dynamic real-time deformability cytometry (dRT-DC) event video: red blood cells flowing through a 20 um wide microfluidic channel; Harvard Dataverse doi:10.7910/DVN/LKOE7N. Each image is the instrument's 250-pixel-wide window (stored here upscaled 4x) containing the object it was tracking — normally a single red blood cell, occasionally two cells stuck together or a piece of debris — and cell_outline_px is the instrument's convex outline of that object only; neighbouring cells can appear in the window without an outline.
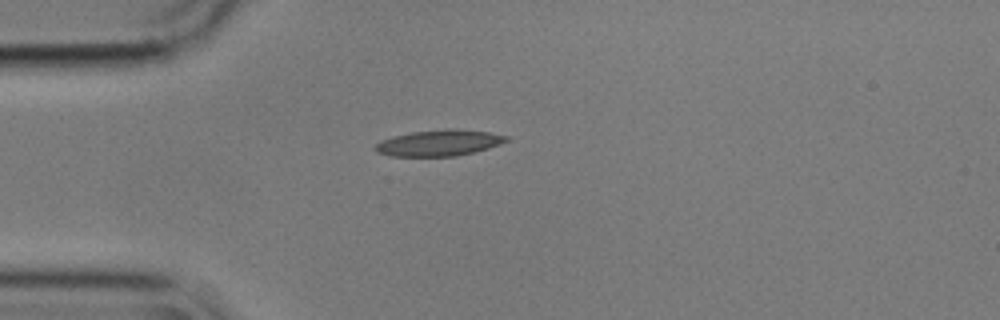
{"species": "common noctule bat (a hibernating species)", "species_latin": "Nyctalus noctula", "temperature_condition": "cold", "stored_images_in_passage": 42, "camera_frame_rate_fps": 3000, "um_per_image_px": 0.085, "animal": {"sex": "male", "body_mass_g": 17.9}, "frame": {"image": 1, "passage_image": 1, "time_ms": 0.0, "image_size_px": [1000, 320], "cell_outline_px": [[508, 140], [500, 144], [488, 148], [456, 156], [392, 156], [376, 152], [372, 148], [380, 140], [412, 132], [448, 128], [488, 132], [508, 136]], "centroid_in_image_um": [37.29, 12.15], "position_along_channel_um": 47.7, "area_um2": 19.77}}
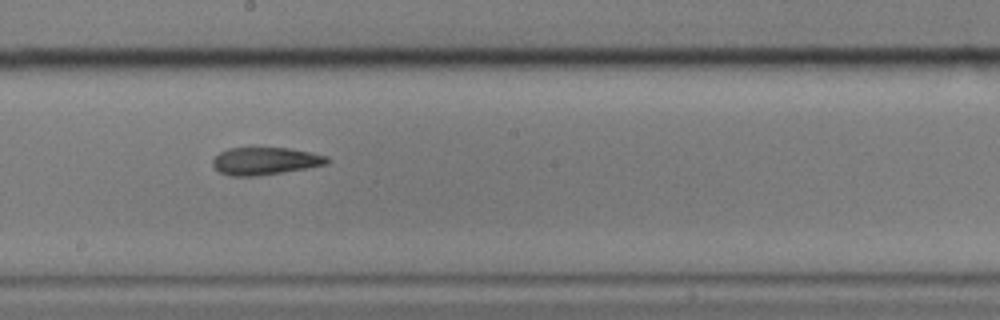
{"frame": {"image": 2, "passage_image": 17, "time_ms": 5.333, "image_size_px": [1000, 320], "cell_outline_px": [[332, 160], [328, 164], [256, 176], [232, 176], [220, 172], [212, 164], [212, 160], [220, 152], [228, 148], [288, 148], [312, 152], [328, 156]], "centroid_in_image_um": [22.57, 13.68], "position_along_channel_um": 225.6, "area_um2": 18.21}}
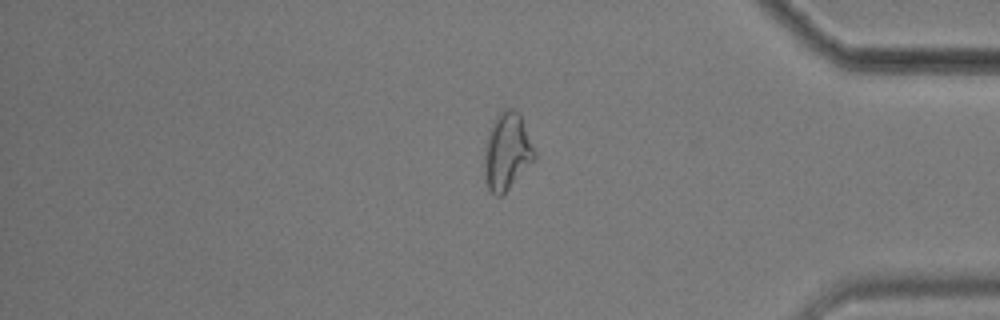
{"frame": {"image": 3, "passage_image": 33, "time_ms": 10.667, "image_size_px": [1000, 320], "cell_outline_px": [[536, 160], [500, 196], [496, 196], [488, 188], [484, 180], [484, 148], [492, 124], [496, 116], [504, 108], [512, 108], [520, 112], [536, 152]], "centroid_in_image_um": [43.11, 12.86], "position_along_channel_um": 392.1, "area_um2": 22.72}, "authors_computed_cell_mechanics": {"area_um2": 19.652, "velocity_mm_per_s": 3.5738, "shape_relaxation_time_tau1_ms": 6.9706, "shape_relaxation_time_tau2_ms": 6.2542, "deformation_change_tau1": 0.1688, "deformation_change_tau2": 0.1215}}